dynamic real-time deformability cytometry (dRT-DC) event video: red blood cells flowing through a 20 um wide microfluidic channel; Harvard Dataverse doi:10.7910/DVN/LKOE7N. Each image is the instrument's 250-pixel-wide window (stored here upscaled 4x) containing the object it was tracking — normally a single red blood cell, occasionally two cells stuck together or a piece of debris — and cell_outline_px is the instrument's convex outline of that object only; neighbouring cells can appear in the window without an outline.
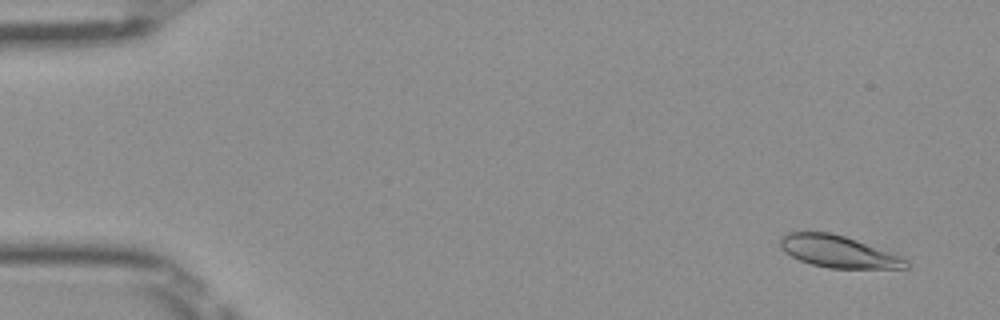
{"species": "Egyptian fruit bat (a non-hibernating species)", "species_latin": "Rousettus aegyptiacus", "temperature_condition": "room temperature", "stored_images_in_passage": 51, "camera_frame_rate_fps": 3000, "um_per_image_px": 0.085, "frame": {"image": 1, "passage_image": 4, "time_ms": 1.0, "image_size_px": [1000, 320], "cell_outline_px": [[908, 268], [828, 268], [812, 264], [800, 260], [784, 252], [780, 248], [780, 236], [788, 232], [828, 232], [844, 236], [856, 240], [900, 256], [908, 260]], "centroid_in_image_um": [71.21, 21.38], "position_along_channel_um": 13.8, "area_um2": 23.18}}
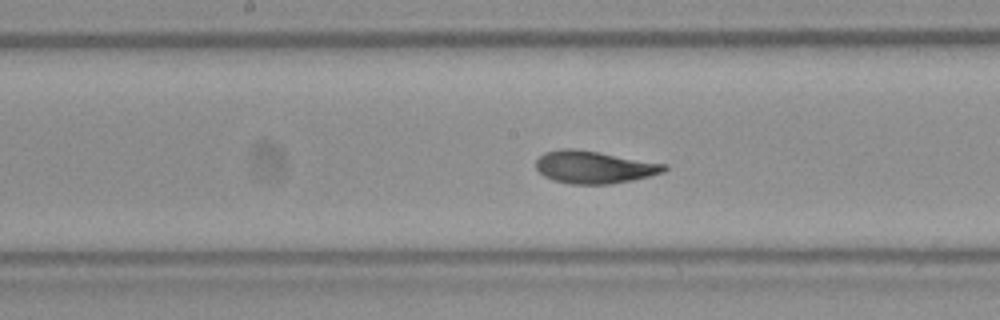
{"frame": {"image": 2, "passage_image": 27, "time_ms": 8.667, "image_size_px": [1000, 320], "cell_outline_px": [[668, 168], [664, 172], [632, 180], [608, 184], [572, 184], [552, 180], [544, 176], [536, 168], [536, 160], [544, 152], [560, 148], [576, 148], [600, 152], [668, 164]], "centroid_in_image_um": [50.49, 14.19], "position_along_channel_um": 197.7, "area_um2": 24.45}}
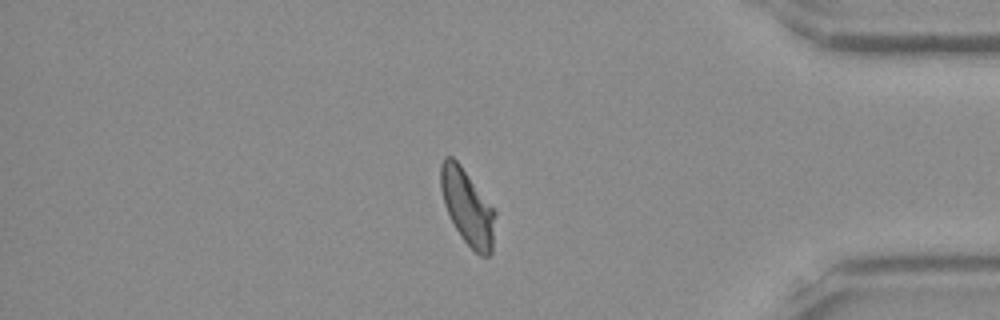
{"frame": {"image": 3, "passage_image": 44, "time_ms": 14.333, "image_size_px": [1000, 320], "cell_outline_px": [[496, 216], [492, 252], [488, 256], [480, 256], [464, 240], [456, 228], [444, 204], [440, 188], [440, 164], [444, 156], [452, 156], [460, 164], [496, 212]], "centroid_in_image_um": [39.73, 17.59], "position_along_channel_um": 395.5, "area_um2": 23.7}, "authors_computed_cell_mechanics": {"area_um2": 24.0448, "velocity_mm_per_s": 4.0002, "shape_relaxation_time_tau1_ms": 3.952, "shape_relaxation_time_tau2_ms": 0.9707, "deformation_change_tau1": 0.1324, "deformation_change_tau2": 0.0624}}